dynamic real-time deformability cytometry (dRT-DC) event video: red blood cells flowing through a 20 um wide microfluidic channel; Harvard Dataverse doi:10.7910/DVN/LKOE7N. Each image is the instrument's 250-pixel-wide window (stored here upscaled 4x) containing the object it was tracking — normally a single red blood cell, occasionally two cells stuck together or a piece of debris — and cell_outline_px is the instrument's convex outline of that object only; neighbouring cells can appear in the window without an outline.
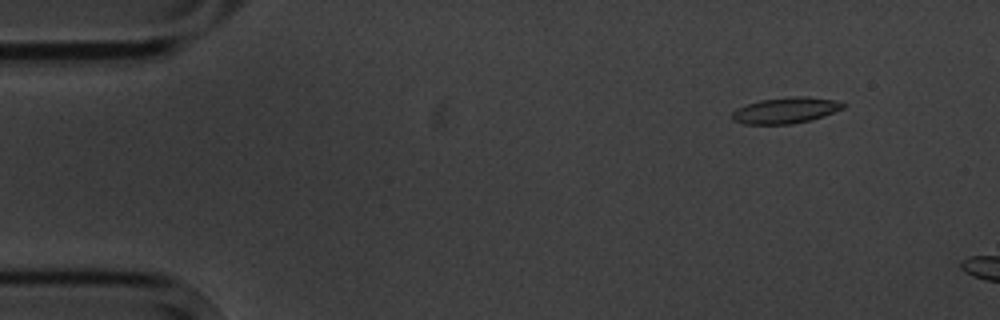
{"species": "common noctule bat (a hibernating species)", "species_latin": "Nyctalus noctula", "temperature_condition": "cold", "stored_images_in_passage": 3, "camera_frame_rate_fps": 3000, "um_per_image_px": 0.085, "animal": {"sex": "male", "body_mass_g": 20.1, "forearm_length_mm": 53.5}, "frame": {"image": 1, "passage_image": 2, "time_ms": 1.0, "image_size_px": [1000, 320], "cell_outline_px": [[848, 104], [844, 108], [824, 116], [792, 124], [744, 124], [732, 120], [732, 112], [736, 108], [760, 100], [792, 96], [804, 96], [836, 100]], "centroid_in_image_um": [66.79, 9.37], "position_along_channel_um": 18.2, "area_um2": 16.88}}